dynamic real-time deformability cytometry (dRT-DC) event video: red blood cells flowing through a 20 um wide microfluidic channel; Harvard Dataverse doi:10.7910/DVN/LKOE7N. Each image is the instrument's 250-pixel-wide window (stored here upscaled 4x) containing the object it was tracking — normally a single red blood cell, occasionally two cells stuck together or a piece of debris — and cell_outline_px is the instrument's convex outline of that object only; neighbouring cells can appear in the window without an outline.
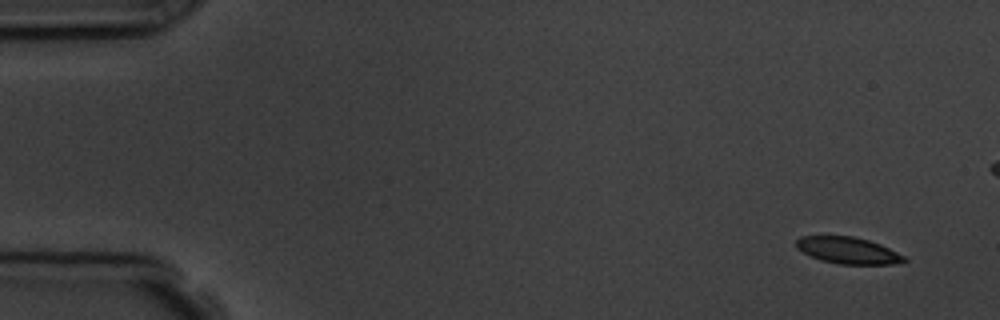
{"species": "common noctule bat (a hibernating species)", "species_latin": "Nyctalus noctula", "temperature_condition": "room temperature", "stored_images_in_passage": 5, "camera_frame_rate_fps": 3000, "um_per_image_px": 0.085, "animal": {"sex": "male", "body_mass_g": 19.5, "forearm_length_mm": 54.6}, "frame": {"image": 1, "passage_image": 1, "time_ms": 0.0, "image_size_px": [1000, 320], "cell_outline_px": [[908, 260], [892, 264], [840, 264], [820, 260], [796, 248], [796, 240], [800, 236], [852, 236], [868, 240], [880, 244], [904, 256]], "centroid_in_image_um": [72.06, 21.28], "position_along_channel_um": 12.9, "area_um2": 16.53}}